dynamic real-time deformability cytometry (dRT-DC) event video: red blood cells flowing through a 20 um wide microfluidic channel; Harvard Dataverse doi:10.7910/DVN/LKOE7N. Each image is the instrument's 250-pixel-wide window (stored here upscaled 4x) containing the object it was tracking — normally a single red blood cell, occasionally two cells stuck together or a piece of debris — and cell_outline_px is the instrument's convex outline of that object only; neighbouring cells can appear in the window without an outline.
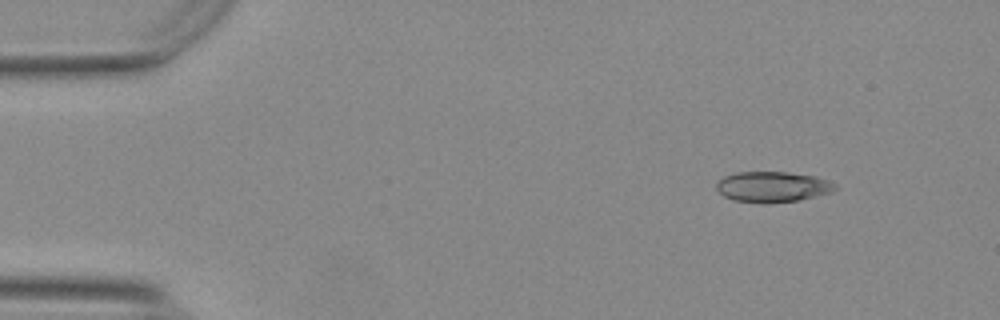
{"species": "Egyptian fruit bat (a non-hibernating species)", "species_latin": "Rousettus aegyptiacus", "temperature_condition": "warm", "stored_images_in_passage": 7, "camera_frame_rate_fps": 3000, "um_per_image_px": 0.085, "animal": {"sex": "female"}, "frame": {"image": 1, "passage_image": 1, "time_ms": 0.0, "image_size_px": [1000, 320], "cell_outline_px": [[836, 188], [832, 192], [796, 200], [764, 204], [760, 204], [732, 200], [724, 196], [716, 188], [716, 184], [724, 176], [736, 172], [784, 172], [816, 176], [828, 180], [836, 184]], "centroid_in_image_um": [65.64, 15.88], "position_along_channel_um": 19.4, "area_um2": 21.15}}